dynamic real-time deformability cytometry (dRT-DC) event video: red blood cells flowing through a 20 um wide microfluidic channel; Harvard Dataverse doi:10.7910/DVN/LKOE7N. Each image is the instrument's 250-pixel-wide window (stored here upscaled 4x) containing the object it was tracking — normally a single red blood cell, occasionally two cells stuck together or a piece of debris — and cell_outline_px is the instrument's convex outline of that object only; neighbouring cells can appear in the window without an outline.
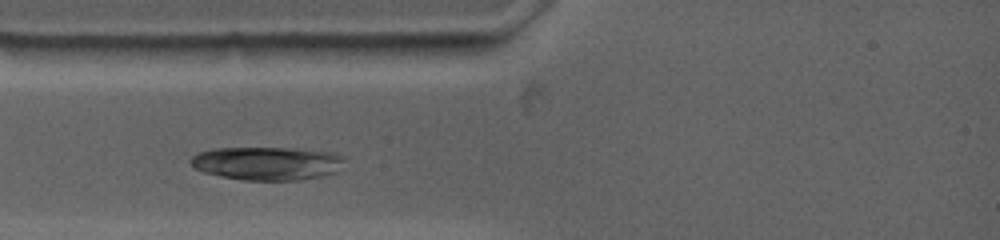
{"species": "common noctule bat (a hibernating species)", "species_latin": "Nyctalus noctula", "temperature_condition": "warm", "stored_images_in_passage": 3, "camera_frame_rate_fps": 4500, "um_per_image_px": 0.085, "animal": {"sex": "female", "body_mass_g": 19.0, "forearm_length_mm": 53.3}, "frame": {"image": 1, "passage_image": 1, "time_ms": 0.0, "image_size_px": [1000, 240], "cell_outline_px": [[344, 160], [336, 172], [320, 176], [300, 180], [244, 180], [220, 176], [204, 172], [196, 168], [188, 160], [196, 152], [212, 148], [288, 148], [332, 152], [344, 156]], "centroid_in_image_um": [22.67, 13.87], "position_along_channel_um": 62.3, "area_um2": 29.88}}